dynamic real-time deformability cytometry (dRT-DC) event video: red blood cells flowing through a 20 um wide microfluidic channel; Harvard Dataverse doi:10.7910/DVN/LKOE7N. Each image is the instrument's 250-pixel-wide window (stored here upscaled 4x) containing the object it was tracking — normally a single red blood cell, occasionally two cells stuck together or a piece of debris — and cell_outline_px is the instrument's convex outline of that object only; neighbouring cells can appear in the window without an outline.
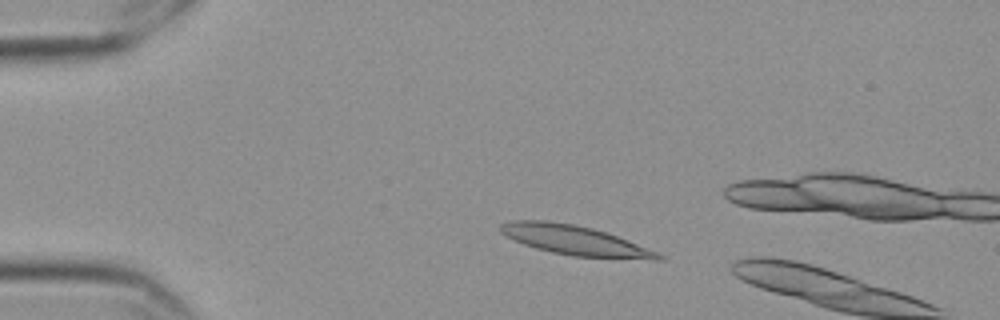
{"species": "Egyptian fruit bat (a non-hibernating species)", "species_latin": "Rousettus aegyptiacus", "temperature_condition": "cold", "stored_images_in_passage": 9, "camera_frame_rate_fps": 3000, "um_per_image_px": 0.085, "frame": {"image": 1, "passage_image": 6, "time_ms": 1.667, "image_size_px": [1000, 320], "cell_outline_px": [[664, 260], [652, 260], [572, 256], [552, 252], [536, 248], [524, 244], [500, 232], [500, 224], [512, 220], [548, 220], [572, 224], [592, 228], [608, 232], [660, 252], [664, 256]], "centroid_in_image_um": [48.96, 20.43], "position_along_channel_um": 36.0, "area_um2": 27.4}}